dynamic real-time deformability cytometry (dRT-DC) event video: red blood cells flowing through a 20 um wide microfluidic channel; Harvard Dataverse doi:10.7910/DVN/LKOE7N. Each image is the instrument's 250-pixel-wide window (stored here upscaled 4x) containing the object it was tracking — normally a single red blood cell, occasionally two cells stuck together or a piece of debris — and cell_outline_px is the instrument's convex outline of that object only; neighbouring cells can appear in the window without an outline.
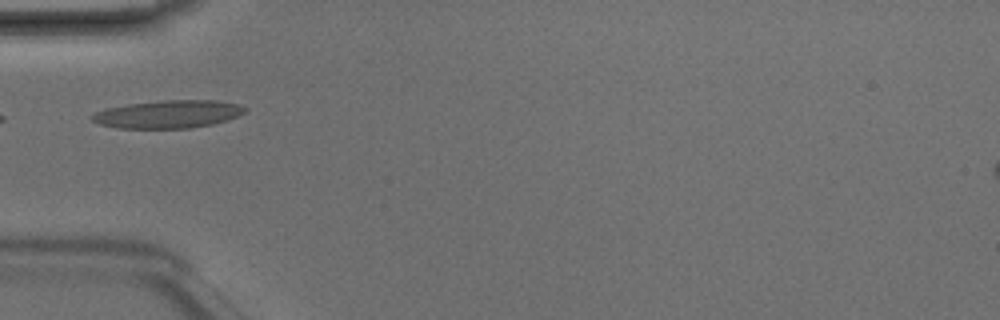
{"species": "Egyptian fruit bat (a non-hibernating species)", "species_latin": "Rousettus aegyptiacus", "temperature_condition": "room temperature", "stored_images_in_passage": 3, "camera_frame_rate_fps": 3000, "um_per_image_px": 0.085, "animal": {"sex": "male"}, "frame": {"image": 1, "passage_image": 3, "time_ms": 0.667, "image_size_px": [1000, 320], "cell_outline_px": [[244, 112], [228, 120], [212, 124], [188, 128], [120, 128], [100, 124], [92, 120], [92, 116], [96, 112], [104, 108], [128, 104], [160, 100], [216, 100], [240, 104], [244, 108]], "centroid_in_image_um": [14.29, 9.69], "position_along_channel_um": 70.7, "area_um2": 24.68}}